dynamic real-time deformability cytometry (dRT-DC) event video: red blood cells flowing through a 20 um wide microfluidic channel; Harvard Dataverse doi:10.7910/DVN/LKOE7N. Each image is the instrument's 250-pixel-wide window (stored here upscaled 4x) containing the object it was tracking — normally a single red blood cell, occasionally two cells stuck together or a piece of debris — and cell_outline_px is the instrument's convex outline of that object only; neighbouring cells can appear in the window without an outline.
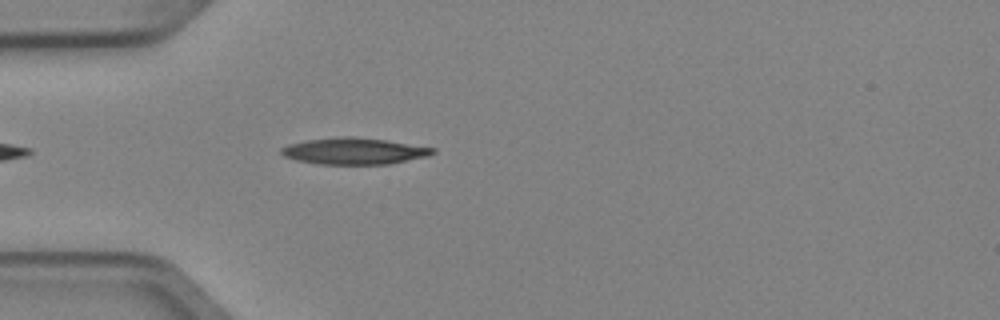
{"species": "Egyptian fruit bat (a non-hibernating species)", "species_latin": "Rousettus aegyptiacus", "temperature_condition": "cold", "stored_images_in_passage": 3, "camera_frame_rate_fps": 3000, "um_per_image_px": 0.085, "animal": {"sex": "female"}, "frame": {"image": 1, "passage_image": 3, "time_ms": 0.667, "image_size_px": [1000, 320], "cell_outline_px": [[436, 152], [428, 156], [388, 164], [320, 164], [296, 160], [284, 156], [280, 152], [280, 148], [288, 144], [304, 140], [340, 136], [352, 136], [384, 140], [436, 148]], "centroid_in_image_um": [30.07, 12.83], "position_along_channel_um": 54.9, "area_um2": 23.41}}